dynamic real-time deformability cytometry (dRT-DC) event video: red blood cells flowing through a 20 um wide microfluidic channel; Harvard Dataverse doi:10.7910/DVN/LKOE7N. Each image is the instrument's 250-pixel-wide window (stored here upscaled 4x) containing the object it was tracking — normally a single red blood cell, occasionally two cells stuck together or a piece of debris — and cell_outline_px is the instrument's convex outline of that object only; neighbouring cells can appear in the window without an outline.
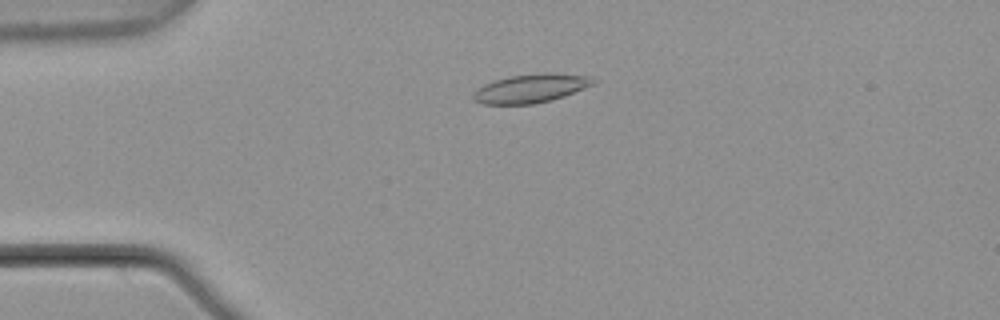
{"species": "common noctule bat (a hibernating species)", "species_latin": "Nyctalus noctula", "temperature_condition": "warm", "stored_images_in_passage": 6, "camera_frame_rate_fps": 3000, "um_per_image_px": 0.085, "animal": {"sex": "male", "body_mass_g": 21.5, "forearm_length_mm": 52.0}, "frame": {"image": 1, "passage_image": 4, "time_ms": 1.0, "image_size_px": [1000, 320], "cell_outline_px": [[596, 84], [564, 96], [552, 100], [532, 104], [484, 104], [472, 100], [472, 96], [476, 88], [484, 84], [508, 76], [544, 72], [552, 72], [592, 76], [596, 80]], "centroid_in_image_um": [45.15, 7.5], "position_along_channel_um": 39.8, "area_um2": 20.4}}
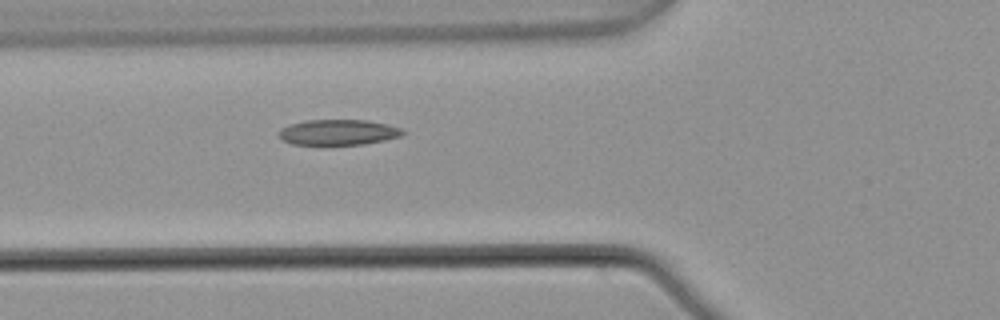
{"frame": {"image": 2, "passage_image": 6, "time_ms": 1.667, "image_size_px": [1000, 320], "cell_outline_px": [[408, 132], [400, 136], [384, 140], [364, 144], [324, 148], [292, 144], [280, 140], [276, 136], [276, 132], [280, 128], [304, 120], [368, 120], [388, 124], [404, 128]], "centroid_in_image_um": [28.69, 11.29], "position_along_channel_um": 97.1, "area_um2": 19.77}}